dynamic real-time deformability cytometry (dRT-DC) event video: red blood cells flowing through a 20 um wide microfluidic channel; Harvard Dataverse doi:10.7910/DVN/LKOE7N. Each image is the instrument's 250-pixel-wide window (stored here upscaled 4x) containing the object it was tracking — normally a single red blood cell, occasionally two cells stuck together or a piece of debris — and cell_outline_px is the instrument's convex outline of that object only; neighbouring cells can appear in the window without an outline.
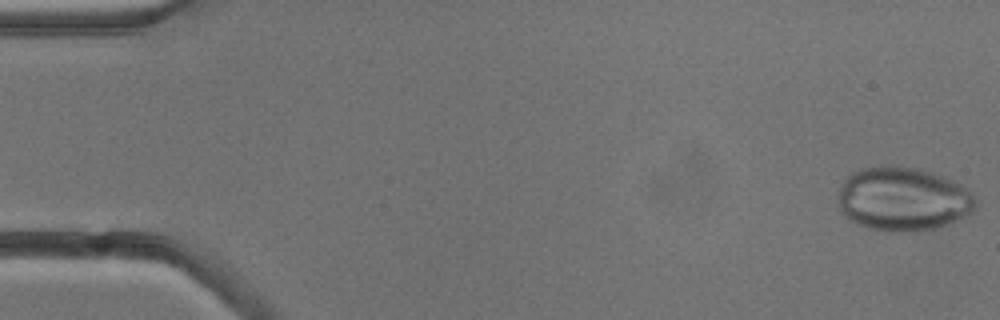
{"species": "common noctule bat (a hibernating species)", "species_latin": "Nyctalus noctula", "temperature_condition": "cold", "stored_images_in_passage": 5, "camera_frame_rate_fps": 3000, "um_per_image_px": 0.085, "animal": {"sex": "male", "body_mass_g": 13.3}, "frame": {"image": 1, "passage_image": 1, "time_ms": 0.0, "image_size_px": [1000, 320], "cell_outline_px": [[976, 208], [972, 212], [948, 224], [932, 228], [892, 232], [888, 232], [868, 228], [856, 224], [844, 216], [840, 212], [840, 188], [844, 180], [852, 172], [864, 168], [916, 168], [932, 172], [944, 176], [968, 188], [976, 200]], "centroid_in_image_um": [76.77, 16.94], "position_along_channel_um": 8.2, "area_um2": 50.4}}